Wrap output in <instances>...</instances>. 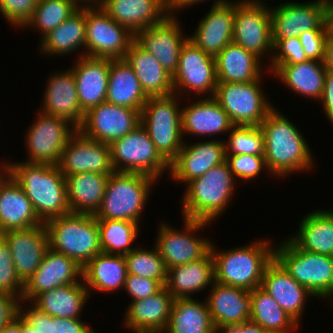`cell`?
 Listing matches in <instances>:
<instances>
[{"instance_id": "bcb514c9", "label": "cell", "mask_w": 333, "mask_h": 333, "mask_svg": "<svg viewBox=\"0 0 333 333\" xmlns=\"http://www.w3.org/2000/svg\"><path fill=\"white\" fill-rule=\"evenodd\" d=\"M151 249L137 246L130 253L124 255L127 273L156 280L165 286L167 268L164 260L155 246Z\"/></svg>"}, {"instance_id": "f907efd6", "label": "cell", "mask_w": 333, "mask_h": 333, "mask_svg": "<svg viewBox=\"0 0 333 333\" xmlns=\"http://www.w3.org/2000/svg\"><path fill=\"white\" fill-rule=\"evenodd\" d=\"M225 156V161L236 181L242 179L250 182V180L256 179L262 173V170L268 172L264 155L238 154Z\"/></svg>"}, {"instance_id": "ac0fdd59", "label": "cell", "mask_w": 333, "mask_h": 333, "mask_svg": "<svg viewBox=\"0 0 333 333\" xmlns=\"http://www.w3.org/2000/svg\"><path fill=\"white\" fill-rule=\"evenodd\" d=\"M178 18L177 15L170 13L162 22L140 30L134 35V41L151 53L171 76L177 70L180 50L189 38V35L183 34L181 21Z\"/></svg>"}, {"instance_id": "9c48e42d", "label": "cell", "mask_w": 333, "mask_h": 333, "mask_svg": "<svg viewBox=\"0 0 333 333\" xmlns=\"http://www.w3.org/2000/svg\"><path fill=\"white\" fill-rule=\"evenodd\" d=\"M111 162L116 172L140 173L159 181L170 172V164L156 150L146 129L140 124L123 138L110 144Z\"/></svg>"}, {"instance_id": "1f68e13d", "label": "cell", "mask_w": 333, "mask_h": 333, "mask_svg": "<svg viewBox=\"0 0 333 333\" xmlns=\"http://www.w3.org/2000/svg\"><path fill=\"white\" fill-rule=\"evenodd\" d=\"M214 282V261L209 251L199 260L167 269L165 287L174 299L192 298Z\"/></svg>"}, {"instance_id": "a7ac6f4b", "label": "cell", "mask_w": 333, "mask_h": 333, "mask_svg": "<svg viewBox=\"0 0 333 333\" xmlns=\"http://www.w3.org/2000/svg\"><path fill=\"white\" fill-rule=\"evenodd\" d=\"M249 1L265 3L266 0H249Z\"/></svg>"}, {"instance_id": "7dc6e473", "label": "cell", "mask_w": 333, "mask_h": 333, "mask_svg": "<svg viewBox=\"0 0 333 333\" xmlns=\"http://www.w3.org/2000/svg\"><path fill=\"white\" fill-rule=\"evenodd\" d=\"M225 144V155L265 154V138L260 125H233L228 132Z\"/></svg>"}, {"instance_id": "7a4b0ae2", "label": "cell", "mask_w": 333, "mask_h": 333, "mask_svg": "<svg viewBox=\"0 0 333 333\" xmlns=\"http://www.w3.org/2000/svg\"><path fill=\"white\" fill-rule=\"evenodd\" d=\"M4 169L21 186L39 219L71 213L67 201L66 178L57 165L22 162L3 163Z\"/></svg>"}, {"instance_id": "3957f363", "label": "cell", "mask_w": 333, "mask_h": 333, "mask_svg": "<svg viewBox=\"0 0 333 333\" xmlns=\"http://www.w3.org/2000/svg\"><path fill=\"white\" fill-rule=\"evenodd\" d=\"M249 244L220 251L211 243L215 282L248 291L261 287L264 270L274 259L275 245L263 238Z\"/></svg>"}, {"instance_id": "94428289", "label": "cell", "mask_w": 333, "mask_h": 333, "mask_svg": "<svg viewBox=\"0 0 333 333\" xmlns=\"http://www.w3.org/2000/svg\"><path fill=\"white\" fill-rule=\"evenodd\" d=\"M207 0H169L170 5V12L172 14H177L176 12L182 11L185 8H190L194 4L197 5L198 3L205 2ZM209 1V0H208ZM230 2V0H214L213 5H220L223 3Z\"/></svg>"}, {"instance_id": "52a82bcc", "label": "cell", "mask_w": 333, "mask_h": 333, "mask_svg": "<svg viewBox=\"0 0 333 333\" xmlns=\"http://www.w3.org/2000/svg\"><path fill=\"white\" fill-rule=\"evenodd\" d=\"M178 98V99H177ZM177 94L149 97L141 111V125L156 150L170 164L183 146L182 108Z\"/></svg>"}, {"instance_id": "816d5d0a", "label": "cell", "mask_w": 333, "mask_h": 333, "mask_svg": "<svg viewBox=\"0 0 333 333\" xmlns=\"http://www.w3.org/2000/svg\"><path fill=\"white\" fill-rule=\"evenodd\" d=\"M38 0H0V12L10 25L22 29L31 19Z\"/></svg>"}, {"instance_id": "11a10c76", "label": "cell", "mask_w": 333, "mask_h": 333, "mask_svg": "<svg viewBox=\"0 0 333 333\" xmlns=\"http://www.w3.org/2000/svg\"><path fill=\"white\" fill-rule=\"evenodd\" d=\"M18 314L38 333H50L51 316L40 311L31 302L26 305L25 301H20Z\"/></svg>"}, {"instance_id": "6f0895ef", "label": "cell", "mask_w": 333, "mask_h": 333, "mask_svg": "<svg viewBox=\"0 0 333 333\" xmlns=\"http://www.w3.org/2000/svg\"><path fill=\"white\" fill-rule=\"evenodd\" d=\"M20 300L8 293L0 292V328L10 323L19 313Z\"/></svg>"}, {"instance_id": "836d02e7", "label": "cell", "mask_w": 333, "mask_h": 333, "mask_svg": "<svg viewBox=\"0 0 333 333\" xmlns=\"http://www.w3.org/2000/svg\"><path fill=\"white\" fill-rule=\"evenodd\" d=\"M215 60L217 82L248 83L264 76V63L234 42L227 44Z\"/></svg>"}, {"instance_id": "d6a6232c", "label": "cell", "mask_w": 333, "mask_h": 333, "mask_svg": "<svg viewBox=\"0 0 333 333\" xmlns=\"http://www.w3.org/2000/svg\"><path fill=\"white\" fill-rule=\"evenodd\" d=\"M122 60L133 67L148 97L167 96L174 93L172 76L151 53L141 48L135 41L125 51Z\"/></svg>"}, {"instance_id": "44dd1931", "label": "cell", "mask_w": 333, "mask_h": 333, "mask_svg": "<svg viewBox=\"0 0 333 333\" xmlns=\"http://www.w3.org/2000/svg\"><path fill=\"white\" fill-rule=\"evenodd\" d=\"M81 280V266L72 258L48 248L40 266L24 284L22 301L30 303L45 291Z\"/></svg>"}, {"instance_id": "7402d4cb", "label": "cell", "mask_w": 333, "mask_h": 333, "mask_svg": "<svg viewBox=\"0 0 333 333\" xmlns=\"http://www.w3.org/2000/svg\"><path fill=\"white\" fill-rule=\"evenodd\" d=\"M1 235L10 247L16 273L25 284L49 248L47 228L43 223L28 229L8 230Z\"/></svg>"}, {"instance_id": "db71d44e", "label": "cell", "mask_w": 333, "mask_h": 333, "mask_svg": "<svg viewBox=\"0 0 333 333\" xmlns=\"http://www.w3.org/2000/svg\"><path fill=\"white\" fill-rule=\"evenodd\" d=\"M162 287L156 280L127 273L123 290H126L131 297V301H135L155 294Z\"/></svg>"}, {"instance_id": "603a6c76", "label": "cell", "mask_w": 333, "mask_h": 333, "mask_svg": "<svg viewBox=\"0 0 333 333\" xmlns=\"http://www.w3.org/2000/svg\"><path fill=\"white\" fill-rule=\"evenodd\" d=\"M41 113L65 118L79 128L84 121L83 112L77 95L73 70L57 71L47 79L43 93Z\"/></svg>"}, {"instance_id": "f5cc1de1", "label": "cell", "mask_w": 333, "mask_h": 333, "mask_svg": "<svg viewBox=\"0 0 333 333\" xmlns=\"http://www.w3.org/2000/svg\"><path fill=\"white\" fill-rule=\"evenodd\" d=\"M332 30H310L299 35L300 43L308 60L324 61L325 45Z\"/></svg>"}, {"instance_id": "2644e50d", "label": "cell", "mask_w": 333, "mask_h": 333, "mask_svg": "<svg viewBox=\"0 0 333 333\" xmlns=\"http://www.w3.org/2000/svg\"><path fill=\"white\" fill-rule=\"evenodd\" d=\"M329 300L331 301V304H333V295L329 298Z\"/></svg>"}, {"instance_id": "9f6ffc18", "label": "cell", "mask_w": 333, "mask_h": 333, "mask_svg": "<svg viewBox=\"0 0 333 333\" xmlns=\"http://www.w3.org/2000/svg\"><path fill=\"white\" fill-rule=\"evenodd\" d=\"M82 318L51 317L50 333H97Z\"/></svg>"}, {"instance_id": "ba28073f", "label": "cell", "mask_w": 333, "mask_h": 333, "mask_svg": "<svg viewBox=\"0 0 333 333\" xmlns=\"http://www.w3.org/2000/svg\"><path fill=\"white\" fill-rule=\"evenodd\" d=\"M274 247V258L315 298L333 295V256L300 249L290 238Z\"/></svg>"}, {"instance_id": "83f0119b", "label": "cell", "mask_w": 333, "mask_h": 333, "mask_svg": "<svg viewBox=\"0 0 333 333\" xmlns=\"http://www.w3.org/2000/svg\"><path fill=\"white\" fill-rule=\"evenodd\" d=\"M101 7L134 35L162 22L171 13L169 0H103Z\"/></svg>"}, {"instance_id": "89a4df30", "label": "cell", "mask_w": 333, "mask_h": 333, "mask_svg": "<svg viewBox=\"0 0 333 333\" xmlns=\"http://www.w3.org/2000/svg\"><path fill=\"white\" fill-rule=\"evenodd\" d=\"M3 168H4V165H3V161H2V162H0V172L3 170Z\"/></svg>"}, {"instance_id": "d6986e66", "label": "cell", "mask_w": 333, "mask_h": 333, "mask_svg": "<svg viewBox=\"0 0 333 333\" xmlns=\"http://www.w3.org/2000/svg\"><path fill=\"white\" fill-rule=\"evenodd\" d=\"M140 124V111L105 101L85 113L83 124L78 129L86 137L110 145Z\"/></svg>"}, {"instance_id": "7bdbcfd3", "label": "cell", "mask_w": 333, "mask_h": 333, "mask_svg": "<svg viewBox=\"0 0 333 333\" xmlns=\"http://www.w3.org/2000/svg\"><path fill=\"white\" fill-rule=\"evenodd\" d=\"M250 321L268 333H295L300 325L261 287L251 291Z\"/></svg>"}, {"instance_id": "c3c4849f", "label": "cell", "mask_w": 333, "mask_h": 333, "mask_svg": "<svg viewBox=\"0 0 333 333\" xmlns=\"http://www.w3.org/2000/svg\"><path fill=\"white\" fill-rule=\"evenodd\" d=\"M24 283L16 273L10 247L0 234V292L8 293L22 301Z\"/></svg>"}, {"instance_id": "9a60e30c", "label": "cell", "mask_w": 333, "mask_h": 333, "mask_svg": "<svg viewBox=\"0 0 333 333\" xmlns=\"http://www.w3.org/2000/svg\"><path fill=\"white\" fill-rule=\"evenodd\" d=\"M232 42L253 53L261 61L266 55H272L271 15L266 3L235 0Z\"/></svg>"}, {"instance_id": "4fadbf2b", "label": "cell", "mask_w": 333, "mask_h": 333, "mask_svg": "<svg viewBox=\"0 0 333 333\" xmlns=\"http://www.w3.org/2000/svg\"><path fill=\"white\" fill-rule=\"evenodd\" d=\"M172 83L174 93L179 97L190 96L192 92L200 97H213L218 83L215 57L205 53L188 38L180 50Z\"/></svg>"}, {"instance_id": "4dcf8cb0", "label": "cell", "mask_w": 333, "mask_h": 333, "mask_svg": "<svg viewBox=\"0 0 333 333\" xmlns=\"http://www.w3.org/2000/svg\"><path fill=\"white\" fill-rule=\"evenodd\" d=\"M192 103L181 107L183 137L194 135L212 138L213 135L230 131L233 125L228 114L213 97H202Z\"/></svg>"}, {"instance_id": "91938a15", "label": "cell", "mask_w": 333, "mask_h": 333, "mask_svg": "<svg viewBox=\"0 0 333 333\" xmlns=\"http://www.w3.org/2000/svg\"><path fill=\"white\" fill-rule=\"evenodd\" d=\"M215 333H268L264 328L251 321L238 324L226 325L216 328Z\"/></svg>"}, {"instance_id": "b9f144b4", "label": "cell", "mask_w": 333, "mask_h": 333, "mask_svg": "<svg viewBox=\"0 0 333 333\" xmlns=\"http://www.w3.org/2000/svg\"><path fill=\"white\" fill-rule=\"evenodd\" d=\"M206 300L174 299L170 318L163 333H215Z\"/></svg>"}, {"instance_id": "74e56055", "label": "cell", "mask_w": 333, "mask_h": 333, "mask_svg": "<svg viewBox=\"0 0 333 333\" xmlns=\"http://www.w3.org/2000/svg\"><path fill=\"white\" fill-rule=\"evenodd\" d=\"M300 221L299 231L288 237L300 249L333 256V214L327 209H314Z\"/></svg>"}, {"instance_id": "8d00e7d4", "label": "cell", "mask_w": 333, "mask_h": 333, "mask_svg": "<svg viewBox=\"0 0 333 333\" xmlns=\"http://www.w3.org/2000/svg\"><path fill=\"white\" fill-rule=\"evenodd\" d=\"M86 17L85 8H79L62 24L49 32L40 40V55L65 56L75 51L78 57L85 56ZM80 51H79V50ZM84 49V52H83Z\"/></svg>"}, {"instance_id": "e575fe53", "label": "cell", "mask_w": 333, "mask_h": 333, "mask_svg": "<svg viewBox=\"0 0 333 333\" xmlns=\"http://www.w3.org/2000/svg\"><path fill=\"white\" fill-rule=\"evenodd\" d=\"M326 72L324 62L308 60L298 64L277 65L270 73L297 95L319 102L324 90Z\"/></svg>"}, {"instance_id": "e7e4bbea", "label": "cell", "mask_w": 333, "mask_h": 333, "mask_svg": "<svg viewBox=\"0 0 333 333\" xmlns=\"http://www.w3.org/2000/svg\"><path fill=\"white\" fill-rule=\"evenodd\" d=\"M72 2L78 8L99 7V6H102V4H103V0H72Z\"/></svg>"}, {"instance_id": "8992f818", "label": "cell", "mask_w": 333, "mask_h": 333, "mask_svg": "<svg viewBox=\"0 0 333 333\" xmlns=\"http://www.w3.org/2000/svg\"><path fill=\"white\" fill-rule=\"evenodd\" d=\"M49 248L72 258L82 268L101 253L94 215L69 213L46 221Z\"/></svg>"}, {"instance_id": "6da1fadb", "label": "cell", "mask_w": 333, "mask_h": 333, "mask_svg": "<svg viewBox=\"0 0 333 333\" xmlns=\"http://www.w3.org/2000/svg\"><path fill=\"white\" fill-rule=\"evenodd\" d=\"M275 107L260 124L265 138L268 173L282 178L314 168V153L299 128Z\"/></svg>"}, {"instance_id": "4316f807", "label": "cell", "mask_w": 333, "mask_h": 333, "mask_svg": "<svg viewBox=\"0 0 333 333\" xmlns=\"http://www.w3.org/2000/svg\"><path fill=\"white\" fill-rule=\"evenodd\" d=\"M42 224L21 186L3 168L0 172V234Z\"/></svg>"}, {"instance_id": "5b68a950", "label": "cell", "mask_w": 333, "mask_h": 333, "mask_svg": "<svg viewBox=\"0 0 333 333\" xmlns=\"http://www.w3.org/2000/svg\"><path fill=\"white\" fill-rule=\"evenodd\" d=\"M159 182L147 175L131 172L110 174L96 219L124 220L141 225L151 188Z\"/></svg>"}, {"instance_id": "8fae6325", "label": "cell", "mask_w": 333, "mask_h": 333, "mask_svg": "<svg viewBox=\"0 0 333 333\" xmlns=\"http://www.w3.org/2000/svg\"><path fill=\"white\" fill-rule=\"evenodd\" d=\"M168 224L163 221L158 225L154 245L167 269L199 260L210 251L212 241L196 234L211 223L183 217L181 231Z\"/></svg>"}, {"instance_id": "277c9868", "label": "cell", "mask_w": 333, "mask_h": 333, "mask_svg": "<svg viewBox=\"0 0 333 333\" xmlns=\"http://www.w3.org/2000/svg\"><path fill=\"white\" fill-rule=\"evenodd\" d=\"M236 182L226 161L191 180L186 184L182 196L181 216L214 222L229 207L236 192Z\"/></svg>"}, {"instance_id": "ffe728a7", "label": "cell", "mask_w": 333, "mask_h": 333, "mask_svg": "<svg viewBox=\"0 0 333 333\" xmlns=\"http://www.w3.org/2000/svg\"><path fill=\"white\" fill-rule=\"evenodd\" d=\"M193 143L185 140L177 157L170 163L169 178L175 182L187 184L226 160L225 144L221 138Z\"/></svg>"}, {"instance_id": "5bb4252c", "label": "cell", "mask_w": 333, "mask_h": 333, "mask_svg": "<svg viewBox=\"0 0 333 333\" xmlns=\"http://www.w3.org/2000/svg\"><path fill=\"white\" fill-rule=\"evenodd\" d=\"M273 8V9H272ZM270 7L272 40L299 37L310 30H332L329 0L284 2Z\"/></svg>"}, {"instance_id": "f1b7e54d", "label": "cell", "mask_w": 333, "mask_h": 333, "mask_svg": "<svg viewBox=\"0 0 333 333\" xmlns=\"http://www.w3.org/2000/svg\"><path fill=\"white\" fill-rule=\"evenodd\" d=\"M74 72L77 95L84 113L106 101L110 59L77 57Z\"/></svg>"}, {"instance_id": "7c38bea8", "label": "cell", "mask_w": 333, "mask_h": 333, "mask_svg": "<svg viewBox=\"0 0 333 333\" xmlns=\"http://www.w3.org/2000/svg\"><path fill=\"white\" fill-rule=\"evenodd\" d=\"M37 115L24 136L28 153L25 162L57 165L63 149L78 128L62 117L40 111Z\"/></svg>"}, {"instance_id": "680465c9", "label": "cell", "mask_w": 333, "mask_h": 333, "mask_svg": "<svg viewBox=\"0 0 333 333\" xmlns=\"http://www.w3.org/2000/svg\"><path fill=\"white\" fill-rule=\"evenodd\" d=\"M320 103L326 117L333 126V71L327 70L326 72L324 90Z\"/></svg>"}, {"instance_id": "cb8c5ba5", "label": "cell", "mask_w": 333, "mask_h": 333, "mask_svg": "<svg viewBox=\"0 0 333 333\" xmlns=\"http://www.w3.org/2000/svg\"><path fill=\"white\" fill-rule=\"evenodd\" d=\"M261 288L270 294L279 306L299 325L308 298L315 296L298 283L274 258L265 268Z\"/></svg>"}, {"instance_id": "f546056e", "label": "cell", "mask_w": 333, "mask_h": 333, "mask_svg": "<svg viewBox=\"0 0 333 333\" xmlns=\"http://www.w3.org/2000/svg\"><path fill=\"white\" fill-rule=\"evenodd\" d=\"M206 298L215 328L250 321L251 291L214 282Z\"/></svg>"}, {"instance_id": "681fc988", "label": "cell", "mask_w": 333, "mask_h": 333, "mask_svg": "<svg viewBox=\"0 0 333 333\" xmlns=\"http://www.w3.org/2000/svg\"><path fill=\"white\" fill-rule=\"evenodd\" d=\"M273 51L269 57V65L266 66L269 73L277 65L298 64L308 61L298 37L286 38L283 40H272Z\"/></svg>"}, {"instance_id": "30bf717a", "label": "cell", "mask_w": 333, "mask_h": 333, "mask_svg": "<svg viewBox=\"0 0 333 333\" xmlns=\"http://www.w3.org/2000/svg\"><path fill=\"white\" fill-rule=\"evenodd\" d=\"M262 79L248 83H217L213 98L228 114L232 125H260L275 107L269 97H265Z\"/></svg>"}, {"instance_id": "f6af8a7d", "label": "cell", "mask_w": 333, "mask_h": 333, "mask_svg": "<svg viewBox=\"0 0 333 333\" xmlns=\"http://www.w3.org/2000/svg\"><path fill=\"white\" fill-rule=\"evenodd\" d=\"M79 8L72 0H38L31 19L24 28L36 29L41 39L62 24Z\"/></svg>"}, {"instance_id": "6125c7cd", "label": "cell", "mask_w": 333, "mask_h": 333, "mask_svg": "<svg viewBox=\"0 0 333 333\" xmlns=\"http://www.w3.org/2000/svg\"><path fill=\"white\" fill-rule=\"evenodd\" d=\"M324 66L327 70L333 71V32L331 31L325 45Z\"/></svg>"}, {"instance_id": "f35d334b", "label": "cell", "mask_w": 333, "mask_h": 333, "mask_svg": "<svg viewBox=\"0 0 333 333\" xmlns=\"http://www.w3.org/2000/svg\"><path fill=\"white\" fill-rule=\"evenodd\" d=\"M90 298L83 279L39 294L31 303L51 317L76 319Z\"/></svg>"}, {"instance_id": "ab89813d", "label": "cell", "mask_w": 333, "mask_h": 333, "mask_svg": "<svg viewBox=\"0 0 333 333\" xmlns=\"http://www.w3.org/2000/svg\"><path fill=\"white\" fill-rule=\"evenodd\" d=\"M109 176L95 172L67 176V201L71 213L94 215L101 205Z\"/></svg>"}, {"instance_id": "e0dca14e", "label": "cell", "mask_w": 333, "mask_h": 333, "mask_svg": "<svg viewBox=\"0 0 333 333\" xmlns=\"http://www.w3.org/2000/svg\"><path fill=\"white\" fill-rule=\"evenodd\" d=\"M57 166L65 178L85 172L112 174L115 171L110 145L86 137L79 129L67 142Z\"/></svg>"}, {"instance_id": "d4e9b609", "label": "cell", "mask_w": 333, "mask_h": 333, "mask_svg": "<svg viewBox=\"0 0 333 333\" xmlns=\"http://www.w3.org/2000/svg\"><path fill=\"white\" fill-rule=\"evenodd\" d=\"M174 297L163 286L147 298L130 301L123 325L133 333H163L167 327Z\"/></svg>"}, {"instance_id": "003e7915", "label": "cell", "mask_w": 333, "mask_h": 333, "mask_svg": "<svg viewBox=\"0 0 333 333\" xmlns=\"http://www.w3.org/2000/svg\"><path fill=\"white\" fill-rule=\"evenodd\" d=\"M329 19H330L331 29L333 32V0H329Z\"/></svg>"}, {"instance_id": "484cf974", "label": "cell", "mask_w": 333, "mask_h": 333, "mask_svg": "<svg viewBox=\"0 0 333 333\" xmlns=\"http://www.w3.org/2000/svg\"><path fill=\"white\" fill-rule=\"evenodd\" d=\"M235 1L212 5L200 19L197 28L189 35L205 53L216 57L227 44L232 42L234 29Z\"/></svg>"}, {"instance_id": "d590c367", "label": "cell", "mask_w": 333, "mask_h": 333, "mask_svg": "<svg viewBox=\"0 0 333 333\" xmlns=\"http://www.w3.org/2000/svg\"><path fill=\"white\" fill-rule=\"evenodd\" d=\"M126 275V260L123 255L101 252L82 268V279L89 294L92 290L102 293L123 290Z\"/></svg>"}, {"instance_id": "2e32d148", "label": "cell", "mask_w": 333, "mask_h": 333, "mask_svg": "<svg viewBox=\"0 0 333 333\" xmlns=\"http://www.w3.org/2000/svg\"><path fill=\"white\" fill-rule=\"evenodd\" d=\"M85 56L122 59L134 41V34L118 24L101 7L85 8Z\"/></svg>"}, {"instance_id": "be15d7a7", "label": "cell", "mask_w": 333, "mask_h": 333, "mask_svg": "<svg viewBox=\"0 0 333 333\" xmlns=\"http://www.w3.org/2000/svg\"><path fill=\"white\" fill-rule=\"evenodd\" d=\"M0 333H21V316L18 314L10 323L0 328Z\"/></svg>"}, {"instance_id": "ee69618b", "label": "cell", "mask_w": 333, "mask_h": 333, "mask_svg": "<svg viewBox=\"0 0 333 333\" xmlns=\"http://www.w3.org/2000/svg\"><path fill=\"white\" fill-rule=\"evenodd\" d=\"M97 221L102 253L124 256L137 247L132 244L138 238L139 223L110 219Z\"/></svg>"}, {"instance_id": "03108f58", "label": "cell", "mask_w": 333, "mask_h": 333, "mask_svg": "<svg viewBox=\"0 0 333 333\" xmlns=\"http://www.w3.org/2000/svg\"><path fill=\"white\" fill-rule=\"evenodd\" d=\"M21 333H38L21 317Z\"/></svg>"}, {"instance_id": "60d3db41", "label": "cell", "mask_w": 333, "mask_h": 333, "mask_svg": "<svg viewBox=\"0 0 333 333\" xmlns=\"http://www.w3.org/2000/svg\"><path fill=\"white\" fill-rule=\"evenodd\" d=\"M148 98L133 67L122 59H110L106 102L141 112Z\"/></svg>"}]
</instances>
